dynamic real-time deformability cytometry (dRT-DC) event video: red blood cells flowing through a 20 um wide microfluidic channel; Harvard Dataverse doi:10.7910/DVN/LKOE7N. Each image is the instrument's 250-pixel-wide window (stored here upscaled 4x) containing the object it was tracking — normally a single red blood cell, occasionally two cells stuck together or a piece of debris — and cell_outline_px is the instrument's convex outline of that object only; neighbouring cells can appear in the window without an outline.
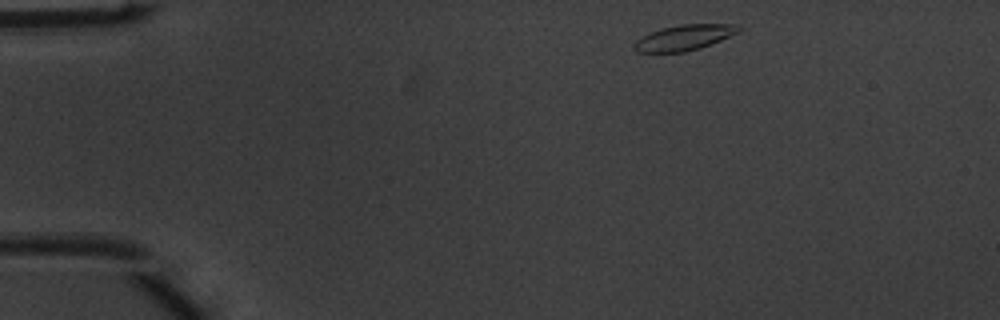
{"species": "common noctule bat (a hibernating species)", "species_latin": "Nyctalus noctula", "temperature_condition": "warm", "stored_images_in_passage": 12, "camera_frame_rate_fps": 3000, "um_per_image_px": 0.085, "animal": {"sex": "male", "body_mass_g": 20.1, "forearm_length_mm": 53.5}, "frame": {"image": 1, "passage_image": 1, "time_ms": 0.0, "image_size_px": [1000, 320], "cell_outline_px": [[744, 28], [720, 40], [700, 48], [684, 52], [636, 52], [632, 48], [632, 44], [636, 40], [652, 32], [664, 28], [680, 24], [740, 24]], "centroid_in_image_um": [58.15, 3.19], "position_along_channel_um": 26.9, "area_um2": 15.37}}